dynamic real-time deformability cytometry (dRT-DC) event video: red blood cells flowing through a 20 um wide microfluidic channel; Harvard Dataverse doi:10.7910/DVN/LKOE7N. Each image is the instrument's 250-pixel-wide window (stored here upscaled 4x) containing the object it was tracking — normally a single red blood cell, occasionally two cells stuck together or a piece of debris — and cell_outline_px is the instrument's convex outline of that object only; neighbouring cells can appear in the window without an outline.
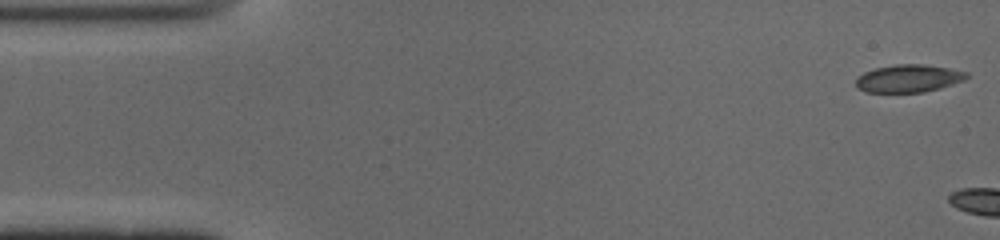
{"species": "common noctule bat (a hibernating species)", "species_latin": "Nyctalus noctula", "temperature_condition": "cold", "stored_images_in_passage": 5, "camera_frame_rate_fps": 3000, "um_per_image_px": 0.085, "animal": {"sex": "male", "body_mass_g": 19.0, "forearm_length_mm": 50.8}, "frame": {"image": 1, "passage_image": 2, "time_ms": 0.333, "image_size_px": [1000, 240], "cell_outline_px": [[936, 84], [928, 88], [908, 92], [876, 92], [860, 80], [864, 76], [872, 72], [884, 68], [936, 68]], "centroid_in_image_um": [76.55, 6.76], "position_along_channel_um": 8.4, "area_um2": 11.04}}